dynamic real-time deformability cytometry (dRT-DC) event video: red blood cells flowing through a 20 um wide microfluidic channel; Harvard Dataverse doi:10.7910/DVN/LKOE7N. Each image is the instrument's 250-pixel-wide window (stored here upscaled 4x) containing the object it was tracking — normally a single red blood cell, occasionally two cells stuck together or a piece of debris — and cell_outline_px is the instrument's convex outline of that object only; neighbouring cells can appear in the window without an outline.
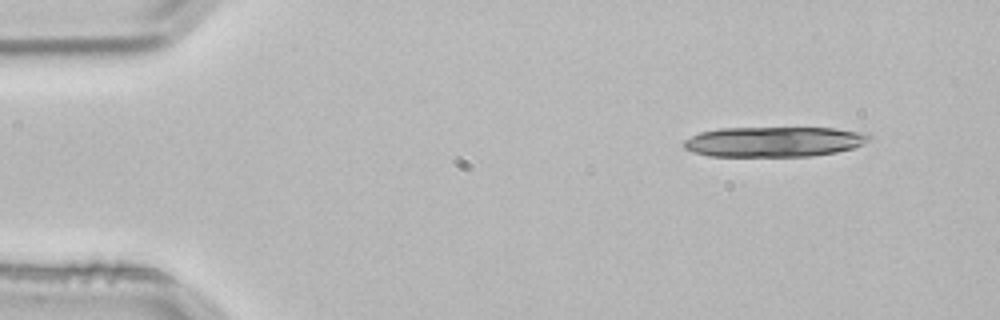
{"species": "common noctule bat (a hibernating species)", "species_latin": "Nyctalus noctula", "temperature_condition": "room temperature", "stored_images_in_passage": 3, "camera_frame_rate_fps": 3000, "um_per_image_px": 0.085, "animal": {"sex": "male", "body_mass_g": 21.5, "forearm_length_mm": 52.0}, "frame": {"image": 1, "passage_image": 1, "time_ms": 0.0, "image_size_px": [1000, 320], "cell_outline_px": [[872, 140], [852, 148], [836, 152], [812, 156], [708, 156], [692, 152], [684, 148], [684, 140], [700, 132], [720, 128], [832, 128], [868, 132], [872, 136]], "centroid_in_image_um": [65.83, 12.04], "position_along_channel_um": 19.2, "area_um2": 32.77}}
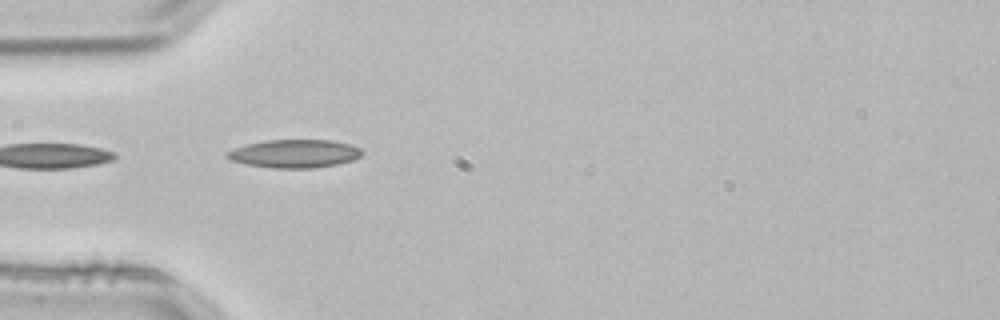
{"frame": {"image": 2, "passage_image": 3, "time_ms": 0.667, "image_size_px": [1000, 320], "cell_outline_px": [[364, 152], [360, 156], [352, 160], [336, 164], [312, 168], [272, 168], [248, 164], [232, 160], [224, 156], [228, 152], [236, 148], [248, 144], [264, 140], [332, 140], [352, 144], [360, 148]], "centroid_in_image_um": [25.08, 13.05], "position_along_channel_um": 59.9, "area_um2": 22.02}}